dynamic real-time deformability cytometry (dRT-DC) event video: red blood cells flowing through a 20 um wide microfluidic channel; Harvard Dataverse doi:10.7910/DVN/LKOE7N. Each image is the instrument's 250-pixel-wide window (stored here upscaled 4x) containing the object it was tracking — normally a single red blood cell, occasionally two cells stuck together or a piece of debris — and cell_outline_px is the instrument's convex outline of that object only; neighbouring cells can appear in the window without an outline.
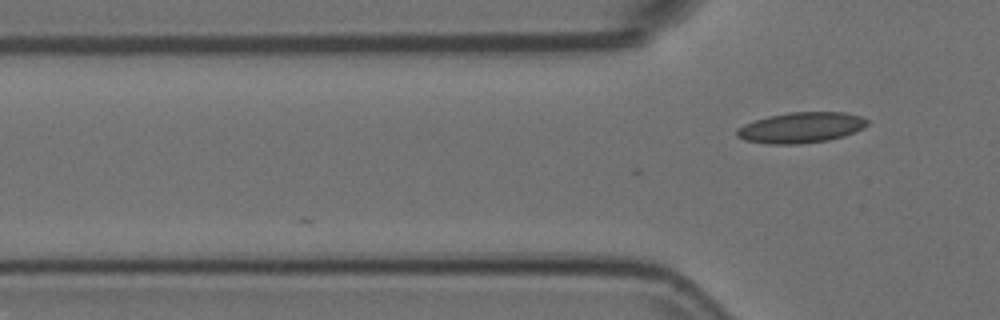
{"species": "Egyptian fruit bat (a non-hibernating species)", "species_latin": "Rousettus aegyptiacus", "temperature_condition": "room temperature", "stored_images_in_passage": 3, "camera_frame_rate_fps": 3000, "um_per_image_px": 0.085, "animal": {"sex": "female"}, "frame": {"image": 1, "passage_image": 3, "time_ms": 0.667, "image_size_px": [1000, 320], "cell_outline_px": [[868, 124], [864, 128], [844, 136], [828, 140], [800, 144], [768, 144], [744, 140], [736, 136], [736, 128], [744, 124], [768, 116], [788, 112], [844, 112], [860, 116], [868, 120]], "centroid_in_image_um": [68.07, 10.85], "position_along_channel_um": 57.7, "area_um2": 23.41}}